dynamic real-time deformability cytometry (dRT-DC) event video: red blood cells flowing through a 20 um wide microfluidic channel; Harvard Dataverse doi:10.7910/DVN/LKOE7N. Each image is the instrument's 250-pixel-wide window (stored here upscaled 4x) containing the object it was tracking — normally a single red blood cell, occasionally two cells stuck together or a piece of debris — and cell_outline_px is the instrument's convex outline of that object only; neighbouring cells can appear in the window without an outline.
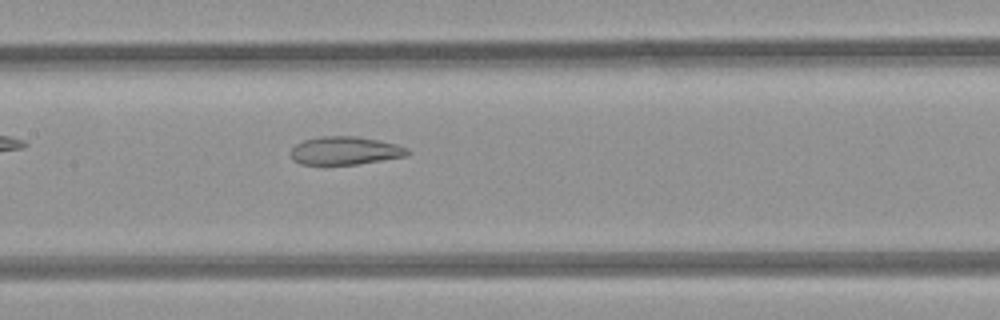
{"species": "common noctule bat (a hibernating species)", "species_latin": "Nyctalus noctula", "temperature_condition": "room temperature", "stored_images_in_passage": 38, "camera_frame_rate_fps": 3000, "um_per_image_px": 0.085, "animal": {"sex": "female", "body_mass_g": 21.9}, "frame": {"image": 1, "passage_image": 12, "time_ms": 3.667, "image_size_px": [1000, 320], "cell_outline_px": [[412, 152], [404, 156], [356, 164], [324, 168], [300, 164], [292, 160], [288, 152], [296, 144], [304, 140], [324, 136], [356, 136], [380, 140], [396, 144], [408, 148]], "centroid_in_image_um": [29.24, 12.85], "position_along_channel_um": 178.2, "area_um2": 19.94}}
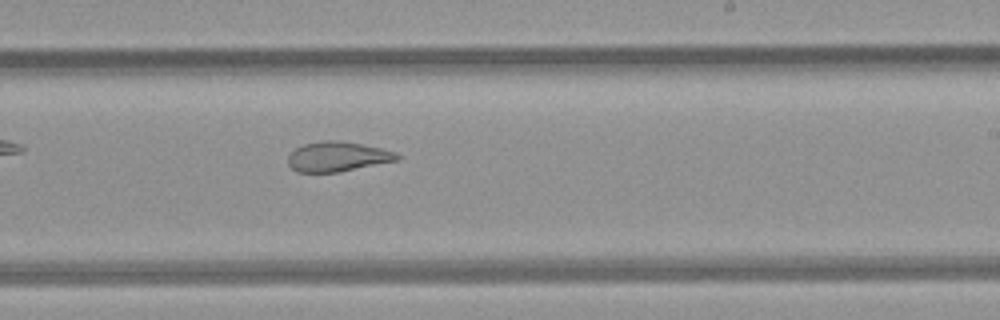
{"frame": {"image": 2, "passage_image": 18, "time_ms": 5.667, "image_size_px": [1000, 320], "cell_outline_px": [[400, 160], [340, 172], [296, 172], [288, 164], [288, 156], [296, 148], [304, 144], [324, 140], [336, 140], [360, 144], [380, 148], [396, 152], [400, 156]], "centroid_in_image_um": [28.7, 13.32], "position_along_channel_um": 260.3, "area_um2": 18.96}}
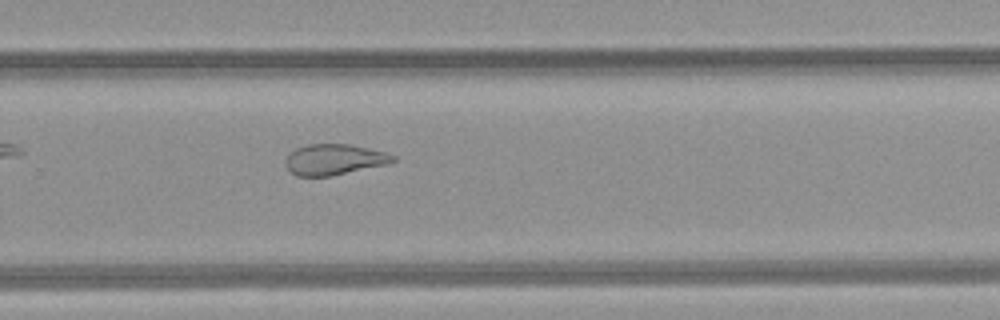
{"frame": {"image": 3, "passage_image": 21, "time_ms": 6.667, "image_size_px": [1000, 320], "cell_outline_px": [[396, 160], [388, 164], [332, 176], [296, 176], [288, 172], [284, 164], [284, 160], [296, 148], [308, 144], [348, 144], [368, 148], [384, 152], [396, 156]], "centroid_in_image_um": [28.38, 13.57], "position_along_channel_um": 301.4, "area_um2": 19.42}, "authors_computed_cell_mechanics": {"area_um2": 21.8195, "velocity_mm_per_s": 4.1257, "shape_relaxation_time_tau1_ms": null, "shape_relaxation_time_tau2_ms": 1.8589, "deformation_change_tau1": null, "deformation_change_tau2": 0.0907}}